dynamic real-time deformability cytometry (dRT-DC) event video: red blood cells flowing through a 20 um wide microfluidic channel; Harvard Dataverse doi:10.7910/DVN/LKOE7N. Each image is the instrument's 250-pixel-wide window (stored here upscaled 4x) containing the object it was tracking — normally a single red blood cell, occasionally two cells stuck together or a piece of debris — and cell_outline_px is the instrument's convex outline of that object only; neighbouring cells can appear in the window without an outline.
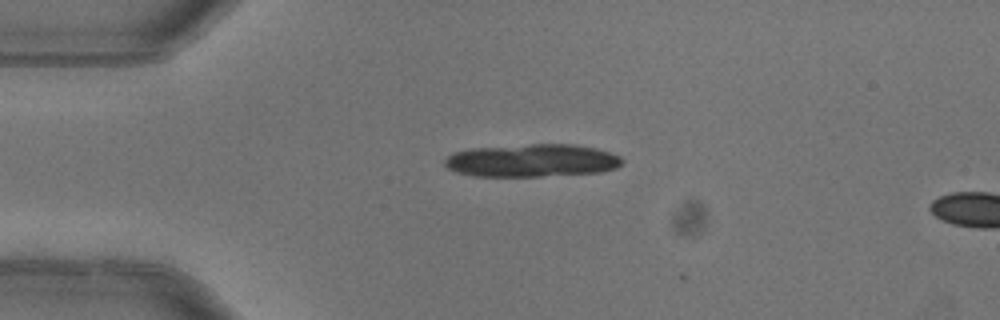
{"species": "common noctule bat (a hibernating species)", "species_latin": "Nyctalus noctula", "temperature_condition": "warm", "stored_images_in_passage": 2, "camera_frame_rate_fps": 3000, "um_per_image_px": 0.085, "animal": {"sex": "female"}, "frame": {"image": 1, "passage_image": 1, "time_ms": 0.0, "image_size_px": [1000, 320], "cell_outline_px": [[624, 164], [616, 168], [600, 172], [540, 176], [472, 176], [456, 172], [448, 168], [444, 164], [444, 160], [452, 152], [472, 148], [532, 144], [576, 144], [596, 148], [620, 156], [624, 160]], "centroid_in_image_um": [45.22, 13.64], "position_along_channel_um": 39.8, "area_um2": 34.1}}